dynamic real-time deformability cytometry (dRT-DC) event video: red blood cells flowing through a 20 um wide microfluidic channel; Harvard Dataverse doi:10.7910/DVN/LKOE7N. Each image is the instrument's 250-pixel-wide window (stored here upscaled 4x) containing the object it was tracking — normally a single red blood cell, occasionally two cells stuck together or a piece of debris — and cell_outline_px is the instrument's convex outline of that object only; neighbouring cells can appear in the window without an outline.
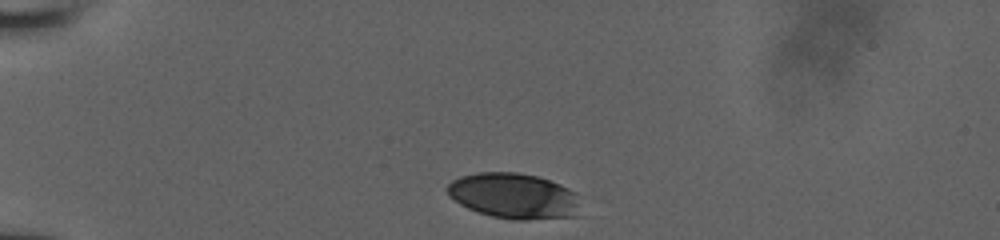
{"species": "human", "species_latin": "Homo sapiens", "temperature_condition": "room temperature", "stored_images_in_passage": 22, "camera_frame_rate_fps": 3000, "um_per_image_px": 0.085, "donor": {"sex": "male"}, "frame": {"image": 1, "passage_image": 1, "time_ms": 0.0, "image_size_px": [1000, 240], "cell_outline_px": [[580, 216], [528, 220], [512, 220], [492, 216], [476, 212], [460, 204], [448, 196], [444, 188], [452, 180], [460, 176], [476, 172], [516, 172], [536, 176], [560, 184], [576, 192]], "centroid_in_image_um": [43.65, 16.66], "position_along_channel_um": 41.4, "area_um2": 35.78}}
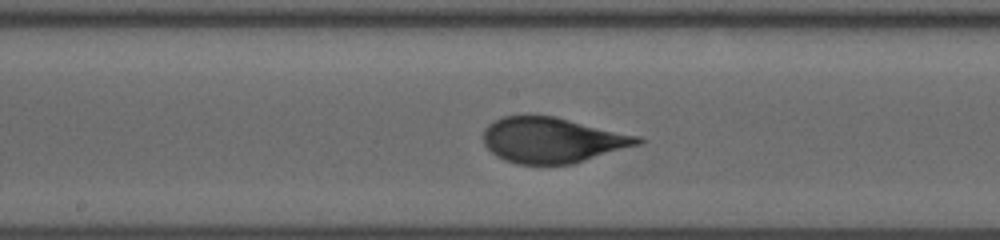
{"frame": {"image": 2, "passage_image": 13, "time_ms": 5.333, "image_size_px": [1000, 240], "cell_outline_px": [[644, 140], [640, 144], [572, 164], [516, 164], [504, 160], [496, 156], [484, 144], [484, 128], [488, 124], [504, 116], [552, 116], [640, 136]], "centroid_in_image_um": [46.93, 11.92], "position_along_channel_um": 201.3, "area_um2": 40.46}}
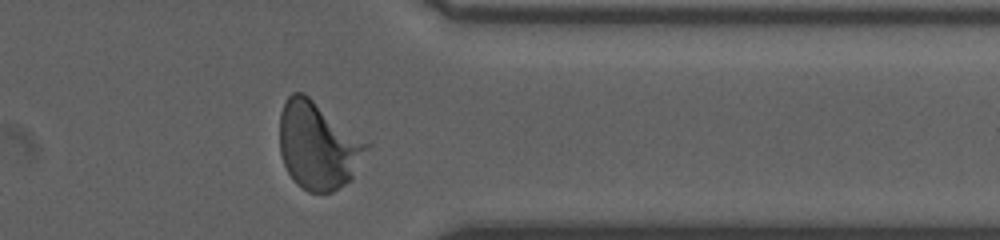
{"frame": {"image": 3, "passage_image": 22, "time_ms": 10.0, "image_size_px": [1000, 240], "cell_outline_px": [[372, 144], [352, 180], [332, 192], [308, 192], [296, 184], [292, 180], [284, 164], [280, 152], [280, 112], [288, 96], [292, 92], [304, 92]], "centroid_in_image_um": [27.06, 12.37], "position_along_channel_um": 384.3, "area_um2": 44.97}}